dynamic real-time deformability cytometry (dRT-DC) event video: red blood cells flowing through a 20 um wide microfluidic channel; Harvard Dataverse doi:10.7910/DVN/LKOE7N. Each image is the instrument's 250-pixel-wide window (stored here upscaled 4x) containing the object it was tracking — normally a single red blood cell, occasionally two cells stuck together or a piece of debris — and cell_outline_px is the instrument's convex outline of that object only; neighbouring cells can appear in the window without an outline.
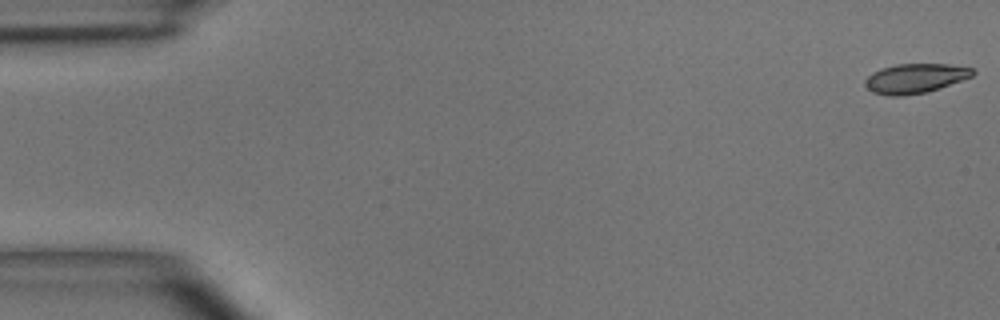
{"species": "common noctule bat (a hibernating species)", "species_latin": "Nyctalus noctula", "temperature_condition": "room temperature", "stored_images_in_passage": 6, "segment_of_instrument_passage": [1, 2], "camera_frame_rate_fps": 3000, "um_per_image_px": 0.085, "animal": {"sex": "male", "body_mass_g": 15.6}, "frame": {"image": 1, "passage_image": 1, "time_ms": 0.0, "image_size_px": [1000, 320], "cell_outline_px": [[976, 72], [972, 76], [924, 92], [900, 96], [888, 96], [872, 92], [864, 84], [864, 80], [872, 72], [896, 64], [948, 64], [972, 68]], "centroid_in_image_um": [77.74, 6.65], "position_along_channel_um": 7.3, "area_um2": 18.15}}
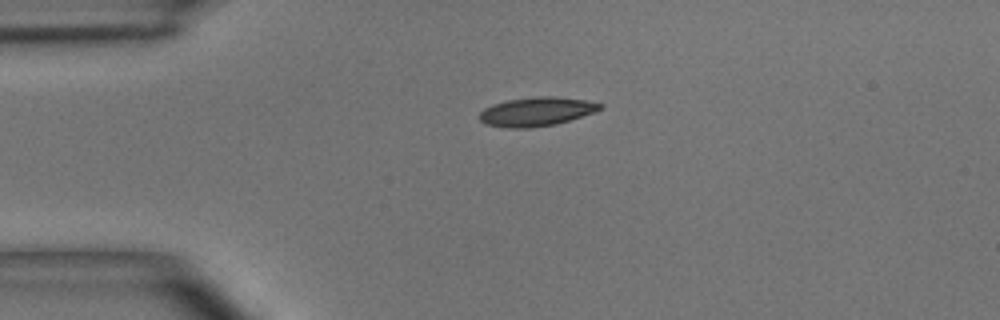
{"frame": {"image": 2, "passage_image": 4, "time_ms": 3.667, "image_size_px": [1000, 320], "cell_outline_px": [[604, 108], [556, 124], [528, 128], [508, 128], [488, 124], [480, 120], [480, 112], [484, 108], [492, 104], [508, 100], [536, 96], [552, 96], [584, 100], [604, 104]], "centroid_in_image_um": [45.59, 9.48], "position_along_channel_um": 39.4, "area_um2": 20.06}}